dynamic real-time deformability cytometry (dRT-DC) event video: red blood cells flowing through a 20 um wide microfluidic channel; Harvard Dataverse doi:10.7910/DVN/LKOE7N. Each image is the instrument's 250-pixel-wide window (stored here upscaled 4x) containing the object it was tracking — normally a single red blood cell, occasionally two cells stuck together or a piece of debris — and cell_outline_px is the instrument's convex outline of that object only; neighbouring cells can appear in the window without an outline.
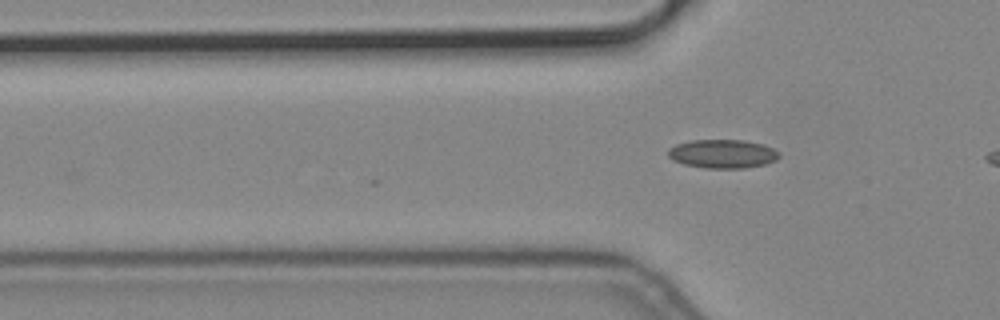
{"species": "common noctule bat (a hibernating species)", "species_latin": "Nyctalus noctula", "temperature_condition": "cold", "stored_images_in_passage": 5, "segment_of_instrument_passage": [1, 2], "camera_frame_rate_fps": 3000, "um_per_image_px": 0.085, "animal": {"sex": "male", "body_mass_g": 19.2, "forearm_length_mm": 51.8}, "frame": {"image": 1, "passage_image": 3, "time_ms": 0.667, "image_size_px": [1000, 320], "cell_outline_px": [[780, 156], [776, 160], [764, 164], [744, 168], [704, 168], [684, 164], [672, 160], [668, 156], [668, 148], [676, 144], [692, 140], [744, 140], [764, 144], [780, 152]], "centroid_in_image_um": [61.42, 13.07], "position_along_channel_um": 64.4, "area_um2": 18.67}}
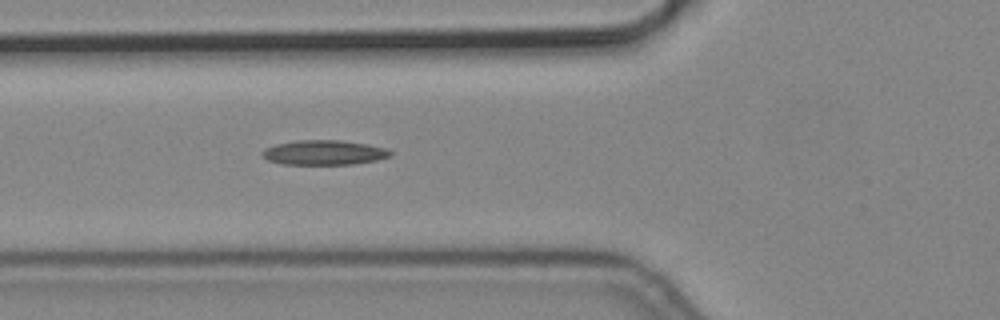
{"frame": {"image": 2, "passage_image": 4, "time_ms": 1.0, "image_size_px": [1000, 320], "cell_outline_px": [[392, 156], [376, 160], [352, 164], [280, 164], [268, 160], [260, 152], [264, 148], [276, 144], [296, 140], [340, 140], [368, 144], [388, 148], [392, 152]], "centroid_in_image_um": [27.55, 12.96], "position_along_channel_um": 98.2, "area_um2": 18.55}}